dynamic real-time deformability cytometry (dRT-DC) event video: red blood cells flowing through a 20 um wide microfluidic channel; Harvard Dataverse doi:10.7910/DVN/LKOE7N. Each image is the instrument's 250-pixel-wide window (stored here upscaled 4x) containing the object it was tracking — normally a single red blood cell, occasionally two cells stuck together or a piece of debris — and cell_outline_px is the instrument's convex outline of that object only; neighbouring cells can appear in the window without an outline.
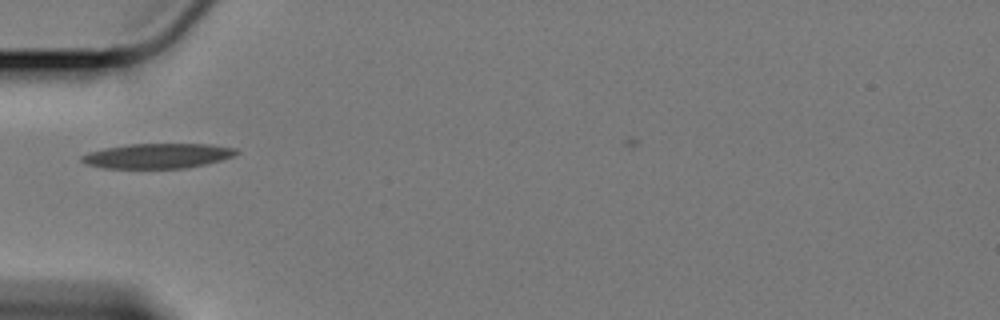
{"species": "Egyptian fruit bat (a non-hibernating species)", "species_latin": "Rousettus aegyptiacus", "temperature_condition": "cold", "stored_images_in_passage": 43, "camera_frame_rate_fps": 3000, "um_per_image_px": 0.085, "animal": {"sex": "female"}, "frame": {"image": 1, "passage_image": 5, "time_ms": 1.333, "image_size_px": [1000, 320], "cell_outline_px": [[240, 152], [232, 156], [220, 160], [204, 164], [184, 168], [104, 168], [84, 164], [80, 160], [80, 156], [88, 152], [104, 148], [128, 144], [212, 144], [236, 148]], "centroid_in_image_um": [13.36, 13.24], "position_along_channel_um": 71.6, "area_um2": 22.48}}
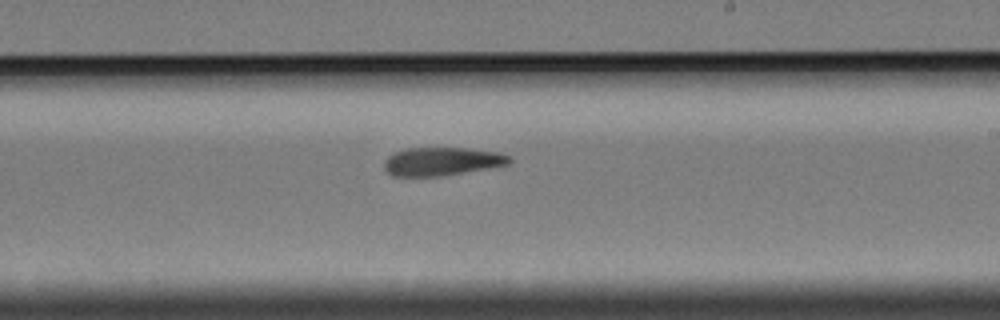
{"frame": {"image": 2, "passage_image": 21, "time_ms": 6.667, "image_size_px": [1000, 320], "cell_outline_px": [[512, 160], [508, 164], [488, 168], [440, 176], [392, 176], [384, 168], [384, 160], [392, 152], [408, 148], [468, 148], [500, 152], [508, 156]], "centroid_in_image_um": [37.53, 13.71], "position_along_channel_um": 251.5, "area_um2": 20.63}}
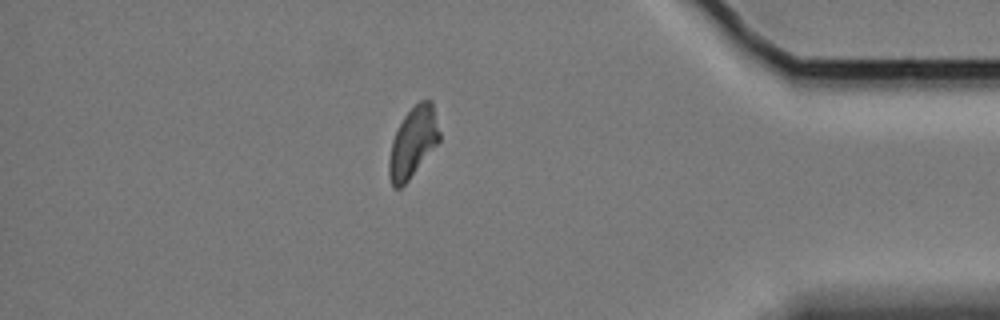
{"frame": {"image": 3, "passage_image": 37, "time_ms": 12.0, "image_size_px": [1000, 320], "cell_outline_px": [[440, 140], [408, 180], [400, 188], [392, 188], [388, 176], [388, 160], [392, 140], [404, 116], [420, 100], [432, 100], [440, 132]], "centroid_in_image_um": [35.09, 12.11], "position_along_channel_um": 400.1, "area_um2": 20.46}, "authors_computed_cell_mechanics": {"area_um2": 21.675, "velocity_mm_per_s": 3.3576, "shape_relaxation_time_tau1_ms": null, "shape_relaxation_time_tau2_ms": 6.5349, "deformation_change_tau1": null, "deformation_change_tau2": 0.1373}}